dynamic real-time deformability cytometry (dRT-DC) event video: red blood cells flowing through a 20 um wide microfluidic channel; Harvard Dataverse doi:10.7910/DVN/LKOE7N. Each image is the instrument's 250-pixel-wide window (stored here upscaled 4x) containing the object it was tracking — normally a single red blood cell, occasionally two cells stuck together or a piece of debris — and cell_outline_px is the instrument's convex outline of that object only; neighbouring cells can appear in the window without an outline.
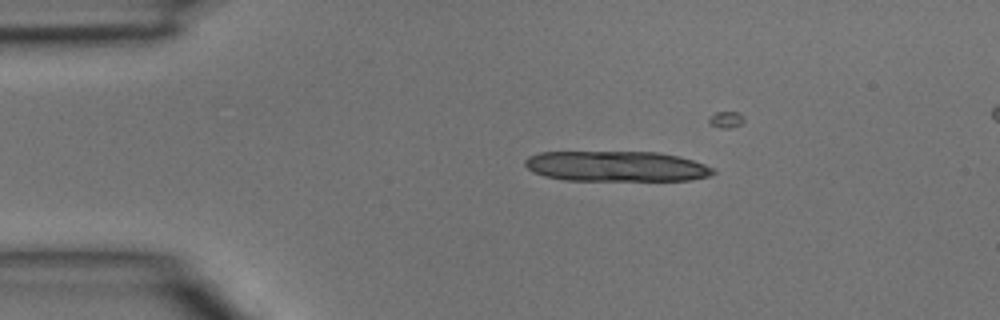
{"species": "common noctule bat (a hibernating species)", "species_latin": "Nyctalus noctula", "temperature_condition": "room temperature", "stored_images_in_passage": 3, "camera_frame_rate_fps": 3000, "um_per_image_px": 0.085, "animal": {"sex": "male", "body_mass_g": 15.6}, "frame": {"image": 1, "passage_image": 1, "time_ms": 0.0, "image_size_px": [1000, 320], "cell_outline_px": [[716, 172], [712, 176], [692, 180], [564, 180], [544, 176], [532, 172], [524, 164], [524, 160], [528, 156], [540, 152], [660, 152], [680, 156], [716, 168]], "centroid_in_image_um": [52.42, 14.13], "position_along_channel_um": 32.6, "area_um2": 33.64}}